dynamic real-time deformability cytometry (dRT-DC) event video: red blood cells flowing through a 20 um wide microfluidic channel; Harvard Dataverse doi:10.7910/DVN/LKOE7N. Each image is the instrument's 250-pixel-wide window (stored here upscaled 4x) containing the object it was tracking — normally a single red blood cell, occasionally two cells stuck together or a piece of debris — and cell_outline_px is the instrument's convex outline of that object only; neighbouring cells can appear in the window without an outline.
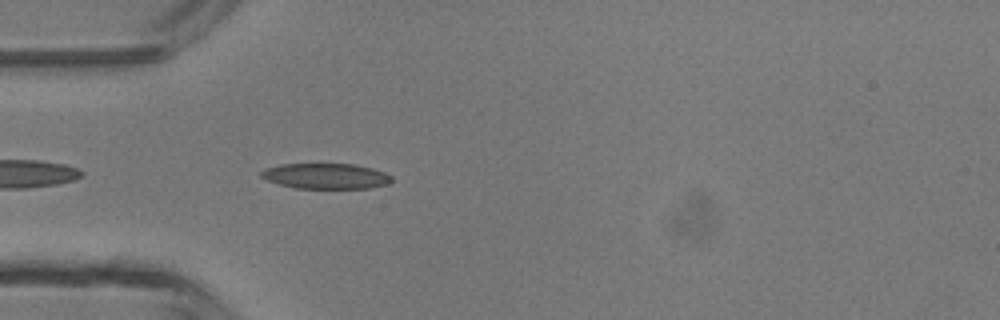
{"species": "common noctule bat (a hibernating species)", "species_latin": "Nyctalus noctula", "temperature_condition": "room temperature", "stored_images_in_passage": 35, "camera_frame_rate_fps": 3000, "um_per_image_px": 0.085, "animal": {"sex": "male", "body_mass_g": 13.3}, "frame": {"image": 1, "passage_image": 2, "time_ms": 0.333, "image_size_px": [1000, 320], "cell_outline_px": [[392, 180], [388, 184], [368, 188], [296, 188], [280, 184], [268, 180], [260, 176], [260, 172], [264, 168], [280, 164], [356, 164], [372, 168], [384, 172], [392, 176]], "centroid_in_image_um": [27.7, 14.96], "position_along_channel_um": 57.3, "area_um2": 19.36}}
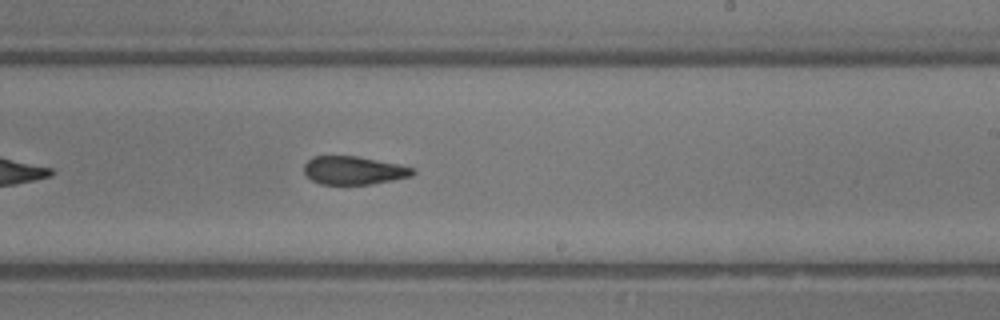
{"frame": {"image": 2, "passage_image": 16, "time_ms": 5.0, "image_size_px": [1000, 320], "cell_outline_px": [[416, 172], [412, 176], [392, 180], [368, 184], [320, 184], [312, 180], [304, 172], [304, 164], [312, 156], [356, 156], [396, 164], [412, 168]], "centroid_in_image_um": [30.03, 14.48], "position_along_channel_um": 259.0, "area_um2": 17.63}}
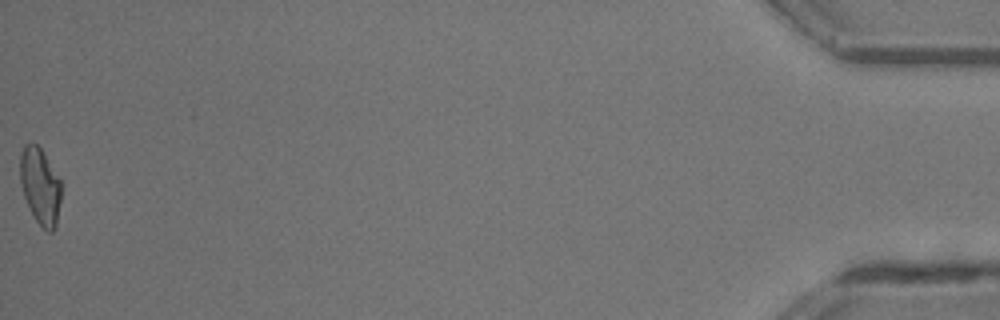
{"frame": {"image": 3, "passage_image": 35, "time_ms": 11.333, "image_size_px": [1000, 320], "cell_outline_px": [[60, 200], [56, 228], [52, 232], [48, 232], [36, 220], [24, 196], [20, 184], [20, 152], [24, 144], [32, 140], [40, 148], [60, 180]], "centroid_in_image_um": [3.39, 15.79], "position_along_channel_um": 431.8, "area_um2": 18.15}, "authors_computed_cell_mechanics": {"area_um2": 18.6116, "velocity_mm_per_s": 4.3926, "shape_relaxation_time_tau1_ms": null, "shape_relaxation_time_tau2_ms": 1.769, "deformation_change_tau1": null, "deformation_change_tau2": 0.098}}